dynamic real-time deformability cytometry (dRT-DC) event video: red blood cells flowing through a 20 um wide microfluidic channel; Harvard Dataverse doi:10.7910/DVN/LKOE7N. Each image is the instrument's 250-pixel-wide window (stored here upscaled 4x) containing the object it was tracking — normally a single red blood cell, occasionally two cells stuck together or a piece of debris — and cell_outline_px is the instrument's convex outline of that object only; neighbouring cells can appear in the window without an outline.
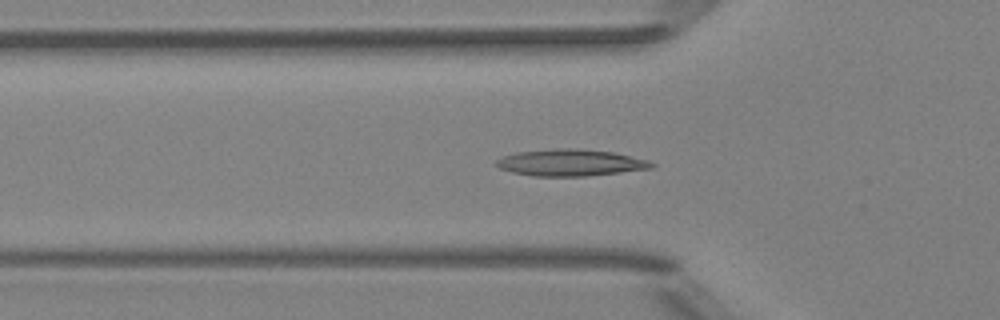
{"species": "Egyptian fruit bat (a non-hibernating species)", "species_latin": "Rousettus aegyptiacus", "temperature_condition": "room temperature", "stored_images_in_passage": 52, "camera_frame_rate_fps": 3000, "um_per_image_px": 0.085, "animal": {"sex": "female"}, "frame": {"image": 1, "passage_image": 17, "time_ms": 5.333, "image_size_px": [1000, 320], "cell_outline_px": [[656, 164], [652, 168], [588, 176], [532, 176], [512, 172], [500, 168], [492, 164], [496, 160], [504, 156], [516, 152], [552, 148], [576, 148], [612, 152], [648, 160]], "centroid_in_image_um": [48.45, 13.82], "position_along_channel_um": 77.4, "area_um2": 24.22}}
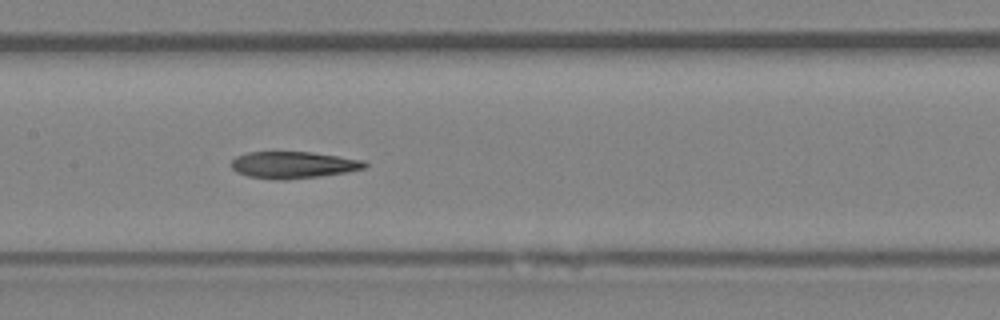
{"frame": {"image": 2, "passage_image": 25, "time_ms": 8.0, "image_size_px": [1000, 320], "cell_outline_px": [[368, 164], [364, 168], [348, 172], [320, 176], [284, 180], [276, 180], [248, 176], [236, 172], [232, 168], [232, 160], [236, 156], [248, 152], [312, 152], [364, 160]], "centroid_in_image_um": [24.93, 14.02], "position_along_channel_um": 182.5, "area_um2": 20.87}}
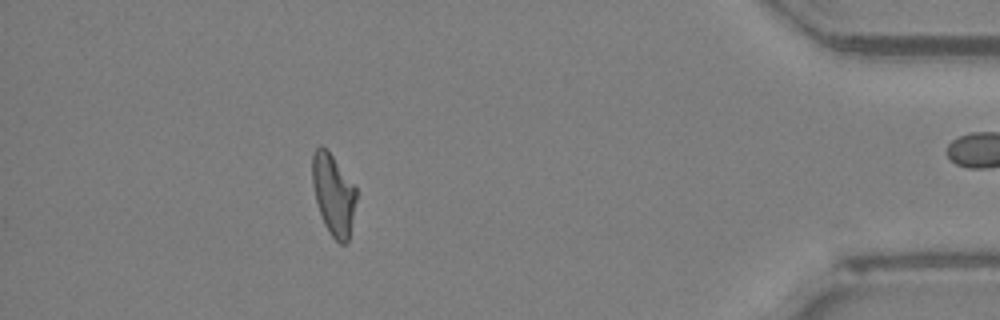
{"frame": {"image": 3, "passage_image": 46, "time_ms": 15.0, "image_size_px": [1000, 320], "cell_outline_px": [[356, 200], [348, 244], [340, 244], [328, 232], [324, 224], [316, 200], [312, 184], [312, 156], [316, 148], [320, 144], [328, 148], [356, 188]], "centroid_in_image_um": [28.33, 16.51], "position_along_channel_um": 406.9, "area_um2": 20.92}}